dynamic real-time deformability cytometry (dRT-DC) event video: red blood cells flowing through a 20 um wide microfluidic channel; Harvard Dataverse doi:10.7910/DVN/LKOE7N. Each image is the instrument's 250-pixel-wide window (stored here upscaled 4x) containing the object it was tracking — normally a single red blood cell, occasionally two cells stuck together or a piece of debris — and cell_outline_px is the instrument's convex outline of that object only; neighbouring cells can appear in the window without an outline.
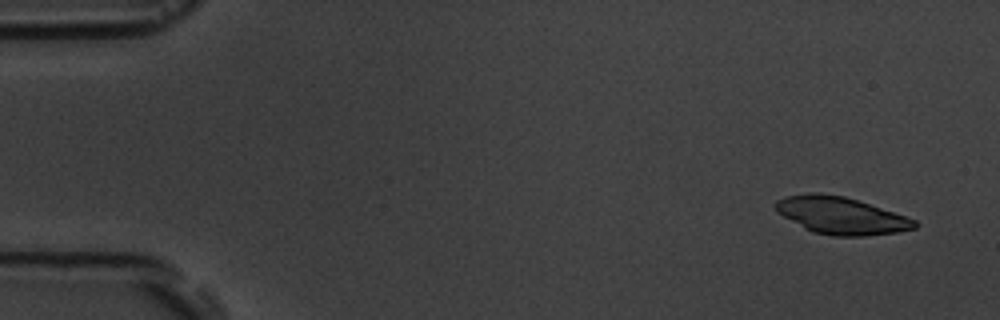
{"species": "common noctule bat (a hibernating species)", "species_latin": "Nyctalus noctula", "temperature_condition": "room temperature", "stored_images_in_passage": 4, "camera_frame_rate_fps": 3000, "um_per_image_px": 0.085, "animal": {"sex": "male", "body_mass_g": 19.5, "forearm_length_mm": 54.6}, "frame": {"image": 1, "passage_image": 1, "time_ms": 0.0, "image_size_px": [1000, 320], "cell_outline_px": [[920, 224], [916, 228], [896, 232], [864, 236], [832, 236], [812, 232], [804, 228], [776, 212], [776, 200], [788, 196], [808, 192], [820, 192], [844, 196], [916, 220]], "centroid_in_image_um": [71.46, 18.32], "position_along_channel_um": 13.5, "area_um2": 29.94}}